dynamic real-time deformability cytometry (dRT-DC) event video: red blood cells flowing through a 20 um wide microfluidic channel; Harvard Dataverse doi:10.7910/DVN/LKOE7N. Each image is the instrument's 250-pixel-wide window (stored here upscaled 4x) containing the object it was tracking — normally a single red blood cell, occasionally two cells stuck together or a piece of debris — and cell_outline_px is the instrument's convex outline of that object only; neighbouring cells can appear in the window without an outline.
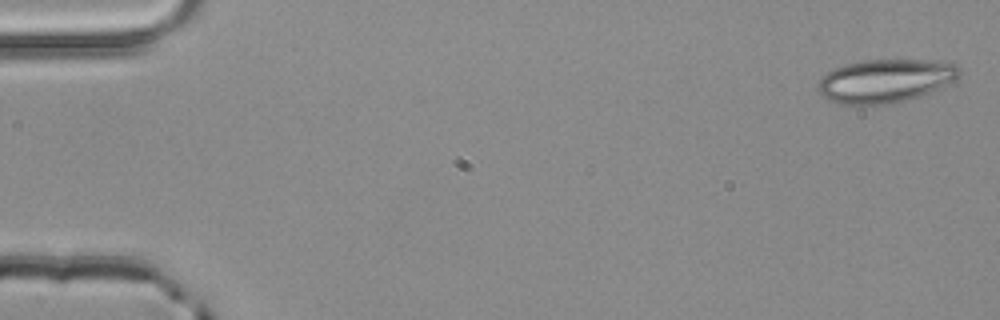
{"species": "common noctule bat (a hibernating species)", "species_latin": "Nyctalus noctula", "temperature_condition": "room temperature", "stored_images_in_passage": 4, "camera_frame_rate_fps": 3000, "um_per_image_px": 0.085, "animal": {"sex": "male", "body_mass_g": 20.4}, "frame": {"image": 1, "passage_image": 1, "time_ms": 0.0, "image_size_px": [1000, 320], "cell_outline_px": [[960, 76], [956, 80], [944, 88], [920, 96], [892, 104], [840, 104], [828, 100], [820, 96], [820, 76], [832, 68], [844, 64], [864, 60], [936, 60], [956, 64], [960, 68]], "centroid_in_image_um": [75.29, 6.87], "position_along_channel_um": 9.7, "area_um2": 36.3}}